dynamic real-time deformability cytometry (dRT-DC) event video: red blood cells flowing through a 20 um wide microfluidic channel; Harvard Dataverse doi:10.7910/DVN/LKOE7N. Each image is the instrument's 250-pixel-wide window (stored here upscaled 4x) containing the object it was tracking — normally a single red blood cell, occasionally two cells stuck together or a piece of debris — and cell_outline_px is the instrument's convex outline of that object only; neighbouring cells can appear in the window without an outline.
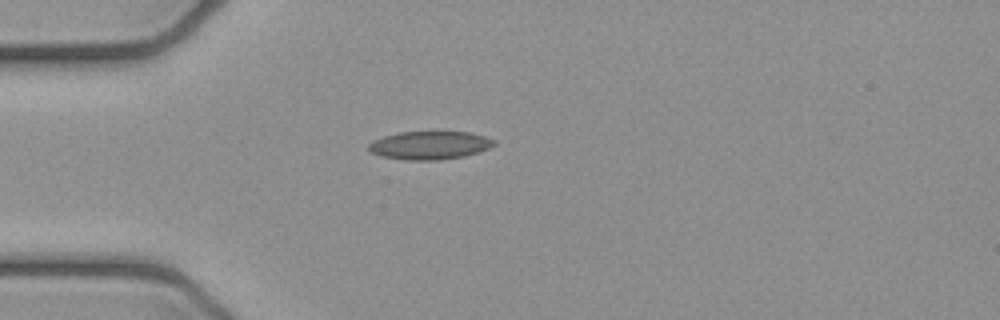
{"species": "common noctule bat (a hibernating species)", "species_latin": "Nyctalus noctula", "temperature_condition": "cold", "stored_images_in_passage": 1, "camera_frame_rate_fps": 3000, "um_per_image_px": 0.085, "animal": {"sex": "female", "body_mass_g": 21.9}, "frame": {"image": 1, "passage_image": 1, "time_ms": 0.0, "image_size_px": [1000, 320], "cell_outline_px": [[496, 144], [488, 148], [464, 156], [440, 160], [404, 160], [380, 156], [368, 152], [368, 144], [372, 140], [384, 136], [400, 132], [472, 132], [496, 140]], "centroid_in_image_um": [36.48, 12.35], "position_along_channel_um": 48.5, "area_um2": 20.75}}